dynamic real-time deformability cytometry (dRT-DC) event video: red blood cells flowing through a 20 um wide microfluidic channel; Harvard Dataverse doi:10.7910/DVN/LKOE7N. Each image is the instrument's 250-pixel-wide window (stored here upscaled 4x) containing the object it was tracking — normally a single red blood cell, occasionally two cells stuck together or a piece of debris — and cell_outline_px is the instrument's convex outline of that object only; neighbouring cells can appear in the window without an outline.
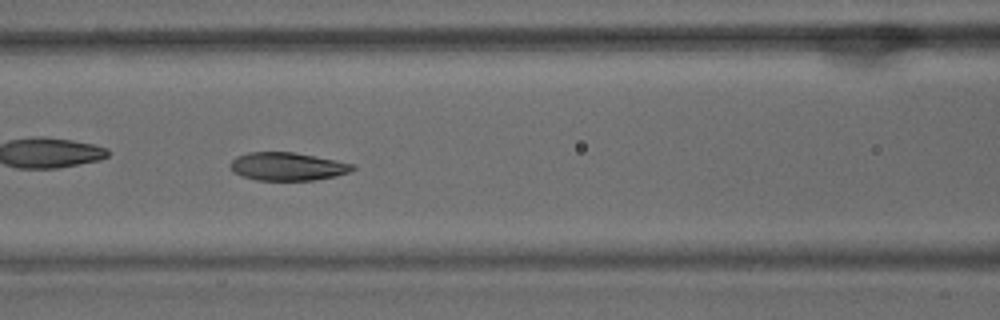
{"species": "common noctule bat (a hibernating species)", "species_latin": "Nyctalus noctula", "temperature_condition": "warm", "stored_images_in_passage": 51, "camera_frame_rate_fps": 3000, "um_per_image_px": 0.085, "animal": {"sex": "male", "body_mass_g": 15.6}, "frame": {"image": 1, "passage_image": 22, "time_ms": 7.0, "image_size_px": [1000, 320], "cell_outline_px": [[356, 168], [348, 172], [336, 176], [312, 180], [256, 180], [232, 172], [228, 164], [236, 156], [248, 152], [292, 152], [316, 156], [356, 164]], "centroid_in_image_um": [24.42, 14.14], "position_along_channel_um": 142.2, "area_um2": 20.11}}
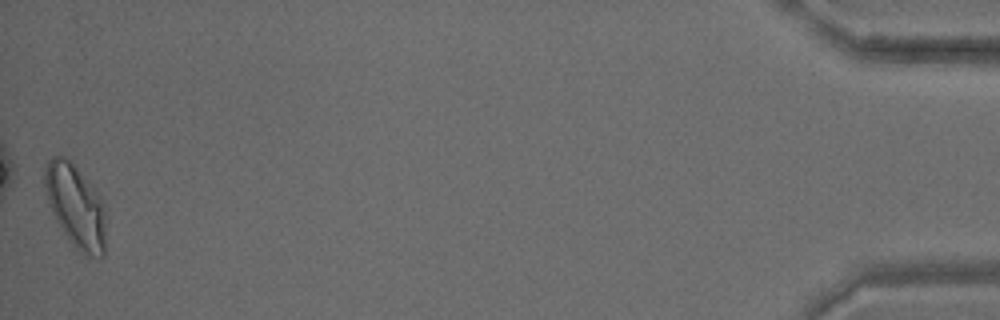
{"frame": {"image": 2, "passage_image": 51, "time_ms": 16.667, "image_size_px": [1000, 320], "cell_outline_px": [[104, 256], [88, 256], [72, 244], [56, 220], [48, 204], [44, 184], [44, 168], [48, 160], [52, 156], [64, 156], [72, 164], [100, 196], [104, 224]], "centroid_in_image_um": [6.37, 17.5], "position_along_channel_um": 428.8, "area_um2": 28.61}, "authors_computed_cell_mechanics": {"area_um2": 21.2704, "velocity_mm_per_s": 3.9564, "shape_relaxation_time_tau1_ms": 3.5271, "shape_relaxation_time_tau2_ms": 1.6564, "deformation_change_tau1": 0.1662, "deformation_change_tau2": 0.0602}}